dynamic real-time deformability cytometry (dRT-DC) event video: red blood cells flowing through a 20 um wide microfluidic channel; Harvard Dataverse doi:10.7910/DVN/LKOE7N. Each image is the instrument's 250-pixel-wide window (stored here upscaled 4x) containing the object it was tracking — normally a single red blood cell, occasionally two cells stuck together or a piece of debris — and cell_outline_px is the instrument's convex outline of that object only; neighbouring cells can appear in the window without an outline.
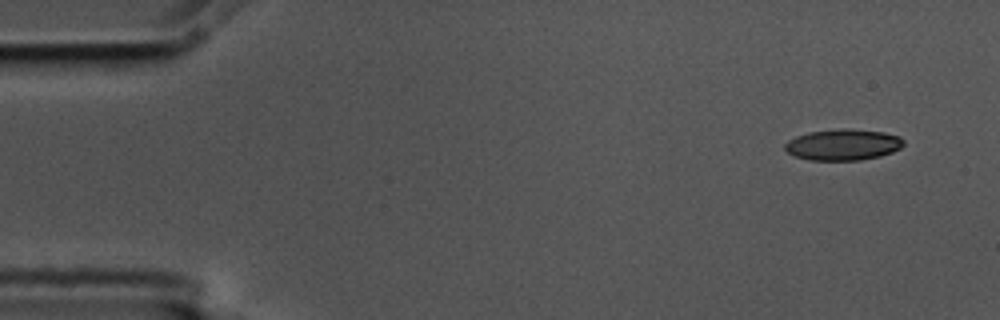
{"species": "common noctule bat (a hibernating species)", "species_latin": "Nyctalus noctula", "temperature_condition": "cold", "stored_images_in_passage": 5, "camera_frame_rate_fps": 3000, "um_per_image_px": 0.085, "animal": {"sex": "male", "body_mass_g": 17.5, "forearm_length_mm": 52.3}, "frame": {"image": 1, "passage_image": 1, "time_ms": 0.0, "image_size_px": [1000, 320], "cell_outline_px": [[904, 144], [900, 148], [892, 152], [880, 156], [860, 160], [808, 160], [796, 156], [788, 152], [784, 148], [784, 144], [788, 140], [796, 136], [808, 132], [840, 128], [848, 128], [884, 132], [900, 136], [904, 140]], "centroid_in_image_um": [71.66, 12.29], "position_along_channel_um": 13.3, "area_um2": 21.68}}
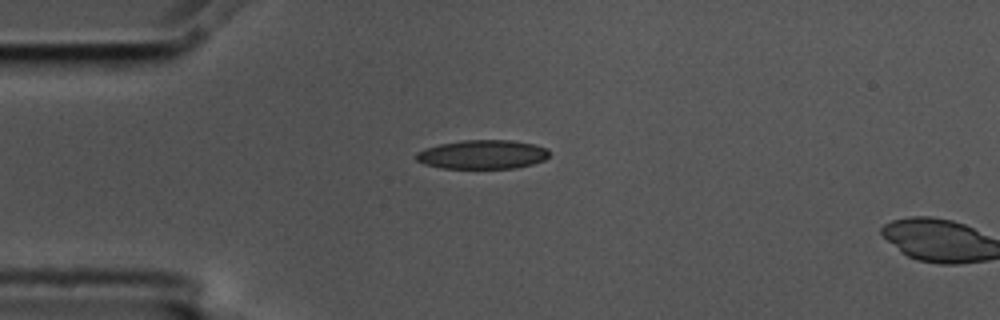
{"frame": {"image": 2, "passage_image": 4, "time_ms": 1.0, "image_size_px": [1000, 320], "cell_outline_px": [[548, 156], [544, 160], [532, 164], [516, 168], [440, 168], [424, 164], [416, 160], [416, 152], [424, 148], [440, 144], [460, 140], [512, 140], [536, 144], [548, 148]], "centroid_in_image_um": [41.01, 13.12], "position_along_channel_um": 44.0, "area_um2": 22.66}}